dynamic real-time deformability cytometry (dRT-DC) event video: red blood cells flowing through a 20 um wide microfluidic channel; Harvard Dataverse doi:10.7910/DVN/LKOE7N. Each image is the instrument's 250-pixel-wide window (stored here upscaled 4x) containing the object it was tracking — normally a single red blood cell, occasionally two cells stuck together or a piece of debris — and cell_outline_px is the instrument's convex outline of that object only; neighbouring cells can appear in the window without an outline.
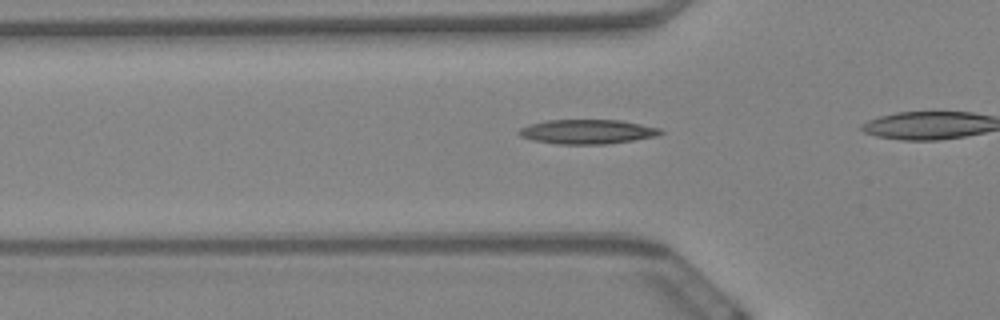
{"species": "Egyptian fruit bat (a non-hibernating species)", "species_latin": "Rousettus aegyptiacus", "temperature_condition": "warm", "stored_images_in_passage": 32, "camera_frame_rate_fps": 3000, "um_per_image_px": 0.085, "animal": {"sex": "female"}, "frame": {"image": 1, "passage_image": 5, "time_ms": 1.333, "image_size_px": [1000, 320], "cell_outline_px": [[664, 132], [656, 136], [632, 140], [604, 144], [560, 144], [532, 140], [520, 136], [516, 132], [520, 128], [528, 124], [548, 120], [620, 120], [660, 128]], "centroid_in_image_um": [49.88, 11.19], "position_along_channel_um": 75.9, "area_um2": 20.06}}
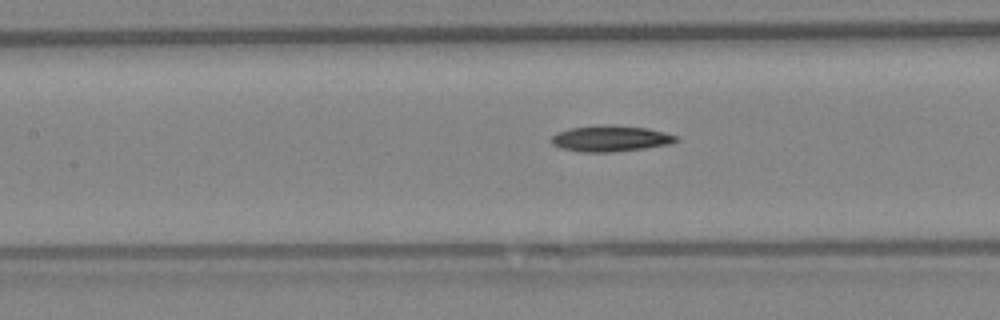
{"frame": {"image": 2, "passage_image": 12, "time_ms": 3.667, "image_size_px": [1000, 320], "cell_outline_px": [[680, 140], [672, 144], [644, 148], [612, 152], [580, 152], [560, 148], [552, 144], [548, 140], [556, 132], [568, 128], [612, 124], [648, 128], [664, 132], [676, 136]], "centroid_in_image_um": [51.87, 11.77], "position_along_channel_um": 155.5, "area_um2": 19.19}}
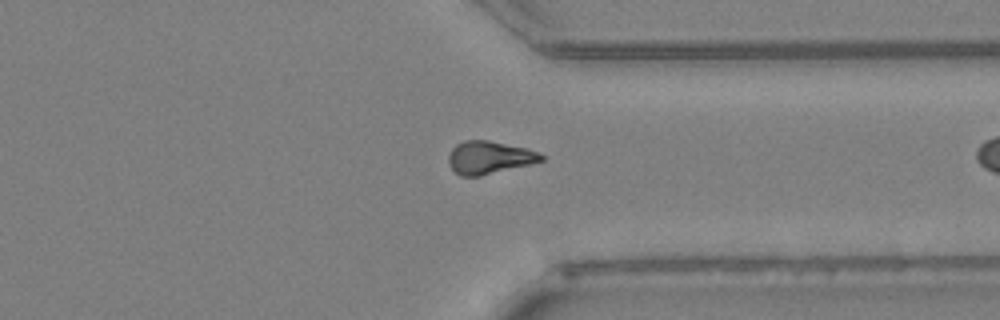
{"frame": {"image": 3, "passage_image": 31, "time_ms": 10.0, "image_size_px": [1000, 320], "cell_outline_px": [[544, 160], [480, 176], [460, 176], [448, 164], [448, 156], [452, 148], [456, 144], [464, 140], [488, 140], [528, 148], [540, 152], [544, 156]], "centroid_in_image_um": [41.58, 13.37], "position_along_channel_um": 369.8, "area_um2": 17.69}}